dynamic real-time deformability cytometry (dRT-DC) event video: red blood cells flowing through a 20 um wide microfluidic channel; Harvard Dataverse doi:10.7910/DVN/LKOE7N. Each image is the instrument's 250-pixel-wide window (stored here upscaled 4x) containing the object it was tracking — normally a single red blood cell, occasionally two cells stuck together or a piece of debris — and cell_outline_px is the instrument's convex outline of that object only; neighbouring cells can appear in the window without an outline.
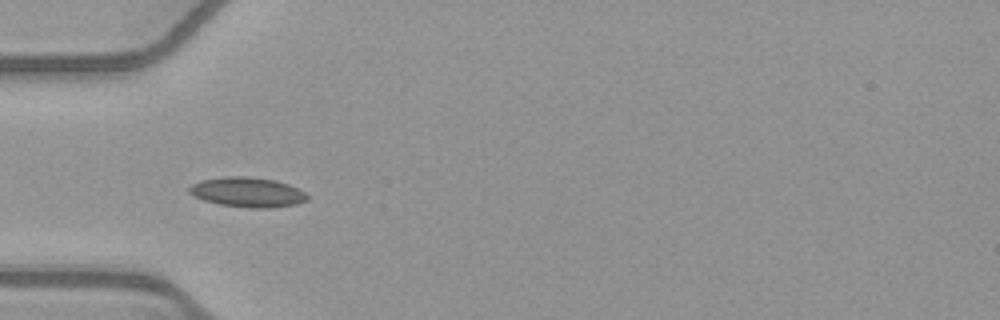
{"species": "common noctule bat (a hibernating species)", "species_latin": "Nyctalus noctula", "temperature_condition": "warm", "stored_images_in_passage": 37, "camera_frame_rate_fps": 3000, "um_per_image_px": 0.085, "animal": {"sex": "female", "body_mass_g": 21.9}, "frame": {"image": 1, "passage_image": 1, "time_ms": 0.0, "image_size_px": [1000, 320], "cell_outline_px": [[308, 200], [296, 204], [268, 208], [252, 208], [220, 204], [204, 200], [192, 196], [188, 192], [188, 188], [192, 184], [204, 180], [224, 176], [248, 176], [276, 180], [288, 184], [304, 192], [308, 196]], "centroid_in_image_um": [21.03, 16.33], "position_along_channel_um": 64.0, "area_um2": 20.46}}
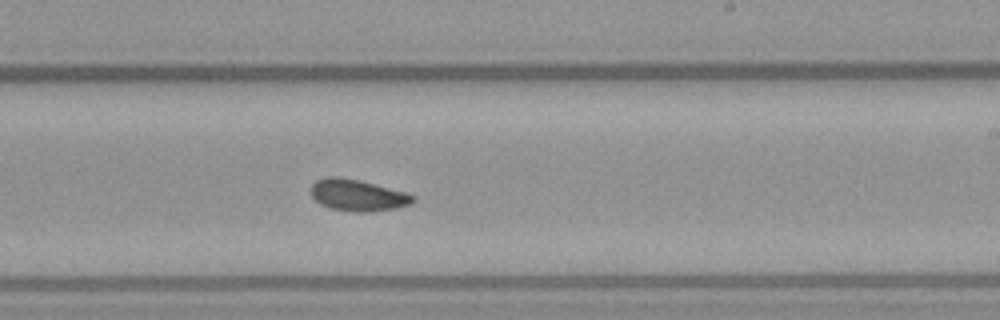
{"frame": {"image": 2, "passage_image": 16, "time_ms": 5.0, "image_size_px": [1000, 320], "cell_outline_px": [[416, 200], [412, 204], [396, 208], [368, 212], [352, 212], [328, 208], [320, 204], [312, 196], [308, 188], [316, 180], [328, 176], [340, 176], [360, 180], [408, 192], [416, 196]], "centroid_in_image_um": [30.41, 16.59], "position_along_channel_um": 258.6, "area_um2": 19.31}}
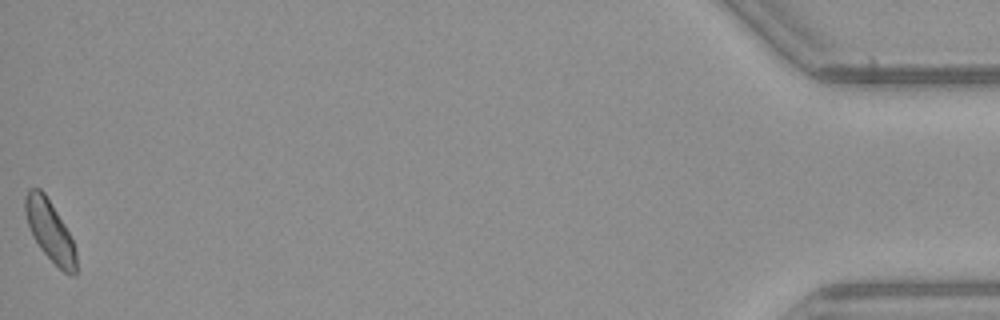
{"frame": {"image": 3, "passage_image": 37, "time_ms": 12.0, "image_size_px": [1000, 320], "cell_outline_px": [[76, 276], [72, 276], [64, 272], [40, 248], [32, 236], [28, 224], [24, 208], [24, 196], [28, 188], [40, 188], [44, 192], [64, 224], [72, 240], [76, 252]], "centroid_in_image_um": [4.22, 19.6], "position_along_channel_um": 431.0, "area_um2": 17.86}, "authors_computed_cell_mechanics": {"area_um2": 18.0914, "velocity_mm_per_s": 3.9097, "shape_relaxation_time_tau1_ms": 3.4688, "shape_relaxation_time_tau2_ms": 4.1135, "deformation_change_tau1": 0.0971, "deformation_change_tau2": 0.0718}}